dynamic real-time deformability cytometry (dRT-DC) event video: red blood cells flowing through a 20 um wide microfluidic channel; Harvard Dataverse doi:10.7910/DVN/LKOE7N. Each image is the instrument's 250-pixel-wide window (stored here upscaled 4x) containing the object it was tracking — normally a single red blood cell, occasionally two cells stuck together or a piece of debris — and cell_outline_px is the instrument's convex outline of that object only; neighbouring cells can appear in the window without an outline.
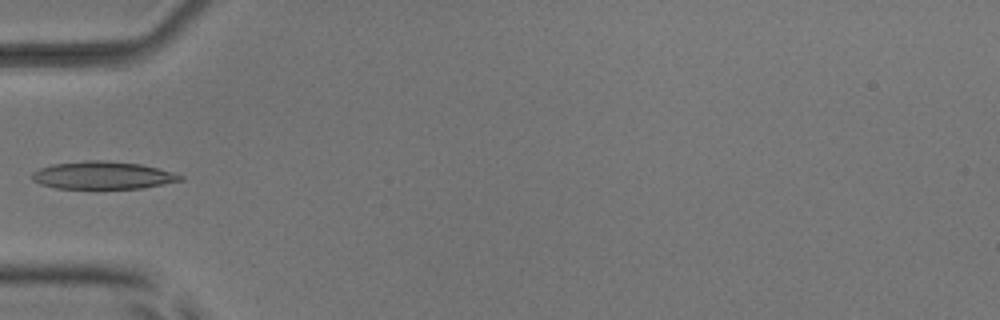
{"species": "common noctule bat (a hibernating species)", "species_latin": "Nyctalus noctula", "temperature_condition": "room temperature", "stored_images_in_passage": 3, "camera_frame_rate_fps": 3000, "um_per_image_px": 0.085, "animal": {"sex": "male", "body_mass_g": 17.9, "forearm_length_mm": 54.2}, "frame": {"image": 1, "passage_image": 2, "time_ms": 1.333, "image_size_px": [1000, 320], "cell_outline_px": [[184, 180], [140, 188], [56, 188], [40, 184], [32, 180], [32, 172], [40, 168], [52, 164], [84, 160], [104, 160], [140, 164], [172, 172], [184, 176]], "centroid_in_image_um": [8.71, 14.89], "position_along_channel_um": 76.3, "area_um2": 23.76}}
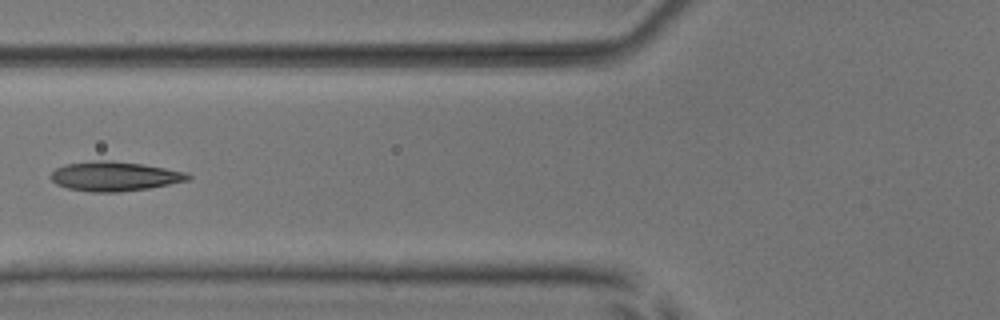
{"frame": {"image": 2, "passage_image": 3, "time_ms": 2.333, "image_size_px": [1000, 320], "cell_outline_px": [[192, 176], [188, 180], [148, 188], [120, 192], [92, 192], [68, 188], [56, 184], [52, 180], [52, 172], [56, 168], [64, 164], [92, 160], [112, 160], [140, 164], [164, 168], [184, 172]], "centroid_in_image_um": [9.69, 14.98], "position_along_channel_um": 116.1, "area_um2": 23.35}}